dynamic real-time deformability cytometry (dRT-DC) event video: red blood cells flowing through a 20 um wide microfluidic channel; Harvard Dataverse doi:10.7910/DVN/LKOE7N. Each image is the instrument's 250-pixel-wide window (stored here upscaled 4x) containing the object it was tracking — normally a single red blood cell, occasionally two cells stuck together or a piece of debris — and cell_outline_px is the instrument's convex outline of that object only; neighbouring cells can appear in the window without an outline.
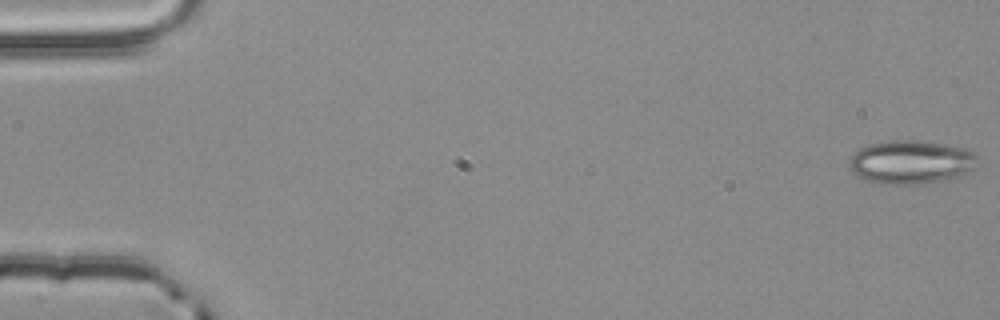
{"species": "common noctule bat (a hibernating species)", "species_latin": "Nyctalus noctula", "temperature_condition": "room temperature", "stored_images_in_passage": 17, "camera_frame_rate_fps": 3000, "um_per_image_px": 0.085, "animal": {"sex": "male", "body_mass_g": 20.4}, "frame": {"image": 1, "passage_image": 1, "time_ms": 0.0, "image_size_px": [1000, 320], "cell_outline_px": [[980, 160], [968, 172], [936, 180], [916, 184], [884, 184], [864, 180], [856, 176], [852, 172], [848, 164], [848, 160], [860, 148], [868, 144], [892, 140], [920, 140], [964, 148], [972, 152]], "centroid_in_image_um": [77.36, 13.76], "position_along_channel_um": 7.6, "area_um2": 32.19}}